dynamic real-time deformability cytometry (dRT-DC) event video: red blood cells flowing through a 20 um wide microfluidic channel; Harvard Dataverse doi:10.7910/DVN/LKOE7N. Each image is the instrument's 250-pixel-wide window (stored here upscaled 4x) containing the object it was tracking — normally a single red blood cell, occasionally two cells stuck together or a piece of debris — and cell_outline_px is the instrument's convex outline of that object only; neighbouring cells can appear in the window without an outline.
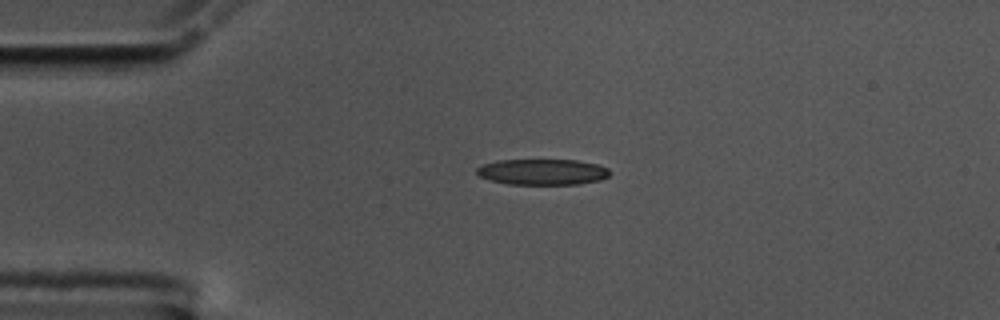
{"species": "common noctule bat (a hibernating species)", "species_latin": "Nyctalus noctula", "temperature_condition": "cold", "stored_images_in_passage": 44, "camera_frame_rate_fps": 3000, "um_per_image_px": 0.085, "animal": {"sex": "male", "body_mass_g": 17.5, "forearm_length_mm": 52.3}, "frame": {"image": 1, "passage_image": 1, "time_ms": 0.0, "image_size_px": [1000, 320], "cell_outline_px": [[608, 176], [600, 180], [580, 184], [508, 184], [492, 180], [480, 176], [476, 172], [476, 168], [484, 164], [500, 160], [576, 160], [596, 164], [608, 168]], "centroid_in_image_um": [46.11, 14.61], "position_along_channel_um": 38.9, "area_um2": 19.83}}
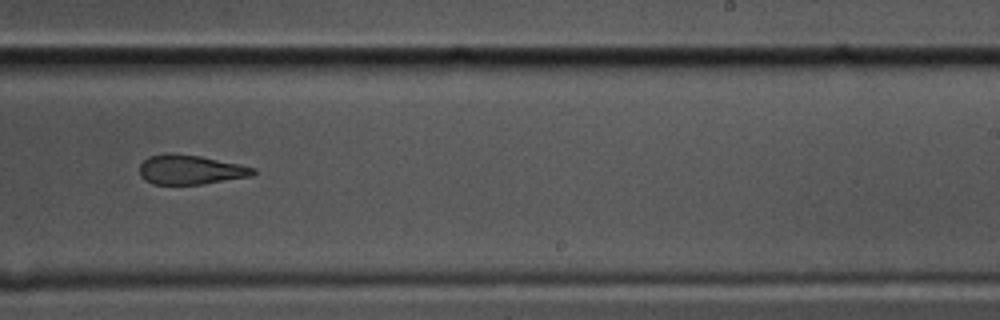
{"frame": {"image": 2, "passage_image": 23, "time_ms": 7.333, "image_size_px": [1000, 320], "cell_outline_px": [[256, 172], [252, 176], [200, 184], [152, 184], [144, 180], [140, 176], [140, 164], [148, 156], [164, 152], [168, 152], [200, 156], [240, 164], [256, 168]], "centroid_in_image_um": [16.15, 14.41], "position_along_channel_um": 272.8, "area_um2": 19.65}}
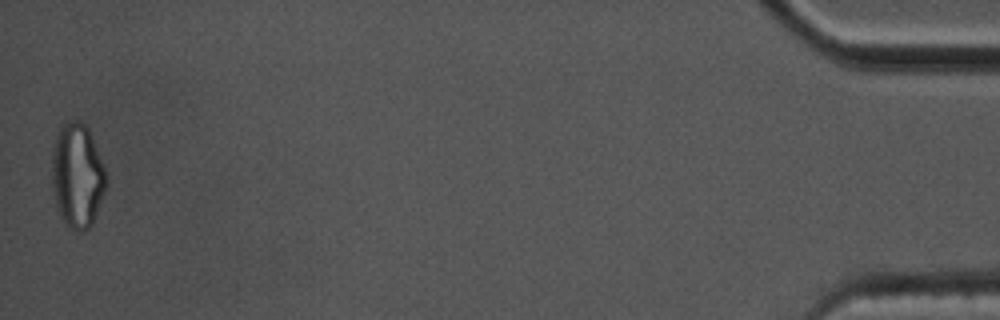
{"frame": {"image": 3, "passage_image": 44, "time_ms": 14.333, "image_size_px": [1000, 320], "cell_outline_px": [[108, 184], [92, 224], [84, 232], [80, 232], [68, 228], [64, 224], [56, 208], [52, 188], [52, 152], [56, 136], [60, 128], [64, 124], [72, 120], [80, 120], [88, 128], [104, 164], [108, 176]], "centroid_in_image_um": [6.58, 14.97], "position_along_channel_um": 428.6, "area_um2": 33.58}, "authors_computed_cell_mechanics": {"area_um2": 21.2126, "velocity_mm_per_s": 3.5631, "shape_relaxation_time_tau1_ms": null, "shape_relaxation_time_tau2_ms": 4.1122, "deformation_change_tau1": null, "deformation_change_tau2": 0.1231}}